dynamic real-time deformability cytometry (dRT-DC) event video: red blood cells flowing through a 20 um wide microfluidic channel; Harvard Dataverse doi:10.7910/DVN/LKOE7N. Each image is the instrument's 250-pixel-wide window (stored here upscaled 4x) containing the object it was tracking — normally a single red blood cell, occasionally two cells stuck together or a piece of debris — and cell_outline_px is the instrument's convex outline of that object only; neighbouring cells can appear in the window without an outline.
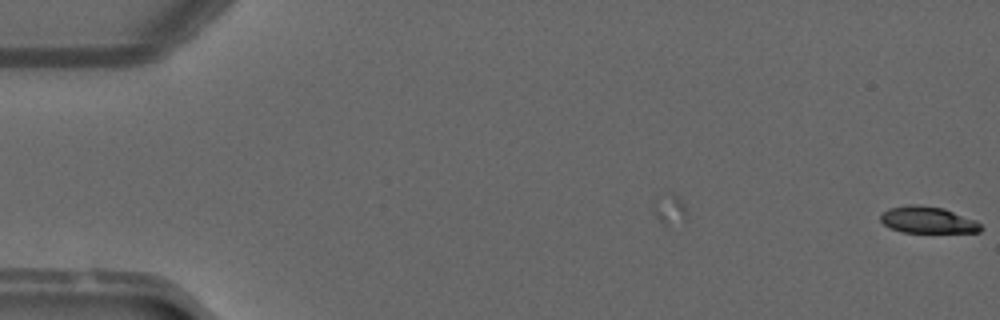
{"species": "common noctule bat (a hibernating species)", "species_latin": "Nyctalus noctula", "temperature_condition": "warm", "stored_images_in_passage": 5, "camera_frame_rate_fps": 3000, "um_per_image_px": 0.085, "animal": {"sex": "male", "forearm_length_mm": 52.5}, "frame": {"image": 1, "passage_image": 5, "time_ms": 1.333, "image_size_px": [1000, 320], "cell_outline_px": [[984, 228], [980, 232], [904, 232], [892, 228], [884, 224], [880, 220], [880, 216], [888, 208], [908, 204], [916, 204], [944, 208], [976, 220]], "centroid_in_image_um": [78.88, 18.68], "position_along_channel_um": 6.1, "area_um2": 15.55}}